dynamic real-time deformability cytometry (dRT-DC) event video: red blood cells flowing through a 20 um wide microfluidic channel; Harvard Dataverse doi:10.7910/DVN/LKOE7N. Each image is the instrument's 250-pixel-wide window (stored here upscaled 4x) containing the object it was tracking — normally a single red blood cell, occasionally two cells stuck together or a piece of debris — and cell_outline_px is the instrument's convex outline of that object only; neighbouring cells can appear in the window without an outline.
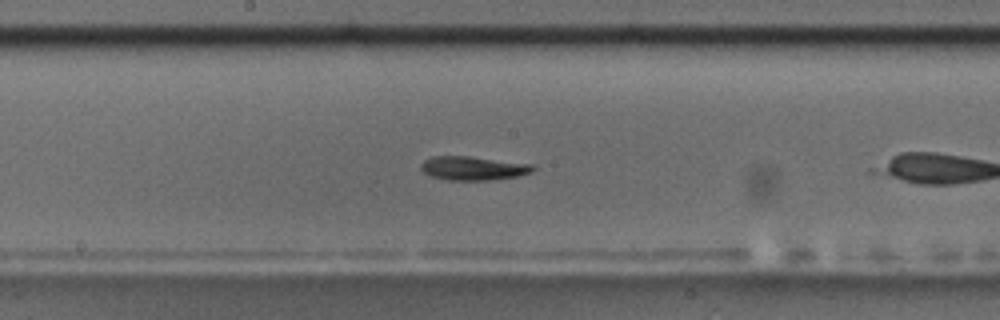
{"species": "common noctule bat (a hibernating species)", "species_latin": "Nyctalus noctula", "temperature_condition": "room temperature", "stored_images_in_passage": 40, "camera_frame_rate_fps": 3000, "um_per_image_px": 0.085, "animal": {"sex": "male", "body_mass_g": 17.5, "forearm_length_mm": 52.3}, "frame": {"image": 1, "passage_image": 12, "time_ms": 3.667, "image_size_px": [1000, 320], "cell_outline_px": [[536, 168], [532, 172], [516, 176], [488, 180], [448, 180], [432, 176], [424, 172], [420, 168], [420, 164], [424, 160], [432, 156], [468, 156], [532, 164]], "centroid_in_image_um": [40.2, 14.29], "position_along_channel_um": 208.0, "area_um2": 15.43}, "authors_computed_cell_mechanics": {"area_um2": 16.3574, "velocity_mm_per_s": 3.5591, "shape_relaxation_time_tau1_ms": 3.0634, "shape_relaxation_time_tau2_ms": 6.3668, "deformation_change_tau1": 0.0988, "deformation_change_tau2": 0.1457}}